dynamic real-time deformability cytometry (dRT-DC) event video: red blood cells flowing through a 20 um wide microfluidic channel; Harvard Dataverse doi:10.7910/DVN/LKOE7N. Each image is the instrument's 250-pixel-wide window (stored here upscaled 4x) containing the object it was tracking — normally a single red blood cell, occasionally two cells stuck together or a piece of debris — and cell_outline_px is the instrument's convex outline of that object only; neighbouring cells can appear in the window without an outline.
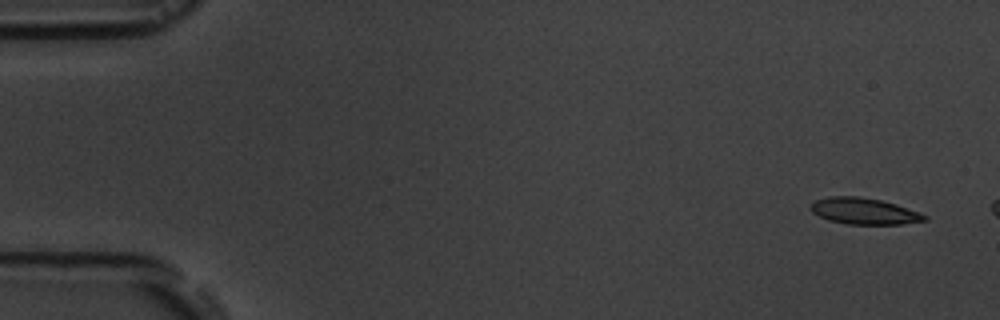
{"species": "common noctule bat (a hibernating species)", "species_latin": "Nyctalus noctula", "temperature_condition": "room temperature", "stored_images_in_passage": 5, "camera_frame_rate_fps": 3000, "um_per_image_px": 0.085, "animal": {"sex": "male", "body_mass_g": 19.5, "forearm_length_mm": 54.6}, "frame": {"image": 1, "passage_image": 1, "time_ms": 0.0, "image_size_px": [1000, 320], "cell_outline_px": [[928, 220], [900, 224], [848, 224], [828, 220], [812, 212], [808, 208], [816, 200], [828, 196], [860, 196], [880, 200], [896, 204], [920, 212], [928, 216]], "centroid_in_image_um": [73.45, 17.94], "position_along_channel_um": 11.5, "area_um2": 17.51}}